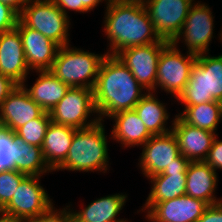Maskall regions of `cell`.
<instances>
[{"instance_id":"1","label":"cell","mask_w":222,"mask_h":222,"mask_svg":"<svg viewBox=\"0 0 222 222\" xmlns=\"http://www.w3.org/2000/svg\"><path fill=\"white\" fill-rule=\"evenodd\" d=\"M103 20L104 33L110 41L107 55L119 51L157 43L161 40L141 0H108Z\"/></svg>"},{"instance_id":"2","label":"cell","mask_w":222,"mask_h":222,"mask_svg":"<svg viewBox=\"0 0 222 222\" xmlns=\"http://www.w3.org/2000/svg\"><path fill=\"white\" fill-rule=\"evenodd\" d=\"M93 93L97 115L104 122L103 118L134 109L147 90L116 56L107 55L100 65Z\"/></svg>"},{"instance_id":"3","label":"cell","mask_w":222,"mask_h":222,"mask_svg":"<svg viewBox=\"0 0 222 222\" xmlns=\"http://www.w3.org/2000/svg\"><path fill=\"white\" fill-rule=\"evenodd\" d=\"M102 121L95 125L77 129L65 161L55 170L79 172L109 170L107 135Z\"/></svg>"},{"instance_id":"4","label":"cell","mask_w":222,"mask_h":222,"mask_svg":"<svg viewBox=\"0 0 222 222\" xmlns=\"http://www.w3.org/2000/svg\"><path fill=\"white\" fill-rule=\"evenodd\" d=\"M106 56L107 53L99 55L65 45L59 47L49 71L70 88L94 89Z\"/></svg>"},{"instance_id":"5","label":"cell","mask_w":222,"mask_h":222,"mask_svg":"<svg viewBox=\"0 0 222 222\" xmlns=\"http://www.w3.org/2000/svg\"><path fill=\"white\" fill-rule=\"evenodd\" d=\"M197 55L188 84L176 99L182 106L222 102V54Z\"/></svg>"},{"instance_id":"6","label":"cell","mask_w":222,"mask_h":222,"mask_svg":"<svg viewBox=\"0 0 222 222\" xmlns=\"http://www.w3.org/2000/svg\"><path fill=\"white\" fill-rule=\"evenodd\" d=\"M26 27L39 31L60 47L69 44L70 17L52 0H30L18 18Z\"/></svg>"},{"instance_id":"7","label":"cell","mask_w":222,"mask_h":222,"mask_svg":"<svg viewBox=\"0 0 222 222\" xmlns=\"http://www.w3.org/2000/svg\"><path fill=\"white\" fill-rule=\"evenodd\" d=\"M186 53L183 55L178 45L172 42L162 49L157 65L155 91L161 87L173 98H178L188 84L197 57L188 51Z\"/></svg>"},{"instance_id":"8","label":"cell","mask_w":222,"mask_h":222,"mask_svg":"<svg viewBox=\"0 0 222 222\" xmlns=\"http://www.w3.org/2000/svg\"><path fill=\"white\" fill-rule=\"evenodd\" d=\"M93 113H97L93 89L69 88L63 99L49 112V115L51 122L55 124L84 129L100 121L97 114L92 119Z\"/></svg>"},{"instance_id":"9","label":"cell","mask_w":222,"mask_h":222,"mask_svg":"<svg viewBox=\"0 0 222 222\" xmlns=\"http://www.w3.org/2000/svg\"><path fill=\"white\" fill-rule=\"evenodd\" d=\"M42 176H26L18 185L10 202L3 208L6 218L27 222L44 213L52 205V199L39 181Z\"/></svg>"},{"instance_id":"10","label":"cell","mask_w":222,"mask_h":222,"mask_svg":"<svg viewBox=\"0 0 222 222\" xmlns=\"http://www.w3.org/2000/svg\"><path fill=\"white\" fill-rule=\"evenodd\" d=\"M214 16L212 9L206 3L194 2L181 32L172 43L178 45L179 40L184 42L189 53L200 55L209 52V44L213 38ZM183 37V38H182ZM182 39V40H181Z\"/></svg>"},{"instance_id":"11","label":"cell","mask_w":222,"mask_h":222,"mask_svg":"<svg viewBox=\"0 0 222 222\" xmlns=\"http://www.w3.org/2000/svg\"><path fill=\"white\" fill-rule=\"evenodd\" d=\"M168 43L169 41L161 39L157 43L123 49L115 56L147 92L155 93L158 60L162 49Z\"/></svg>"},{"instance_id":"12","label":"cell","mask_w":222,"mask_h":222,"mask_svg":"<svg viewBox=\"0 0 222 222\" xmlns=\"http://www.w3.org/2000/svg\"><path fill=\"white\" fill-rule=\"evenodd\" d=\"M194 0H143V4L161 39L172 42L181 32Z\"/></svg>"},{"instance_id":"13","label":"cell","mask_w":222,"mask_h":222,"mask_svg":"<svg viewBox=\"0 0 222 222\" xmlns=\"http://www.w3.org/2000/svg\"><path fill=\"white\" fill-rule=\"evenodd\" d=\"M142 146L138 165L146 178L162 173L166 167L178 164L184 158L172 131L162 135H153Z\"/></svg>"},{"instance_id":"14","label":"cell","mask_w":222,"mask_h":222,"mask_svg":"<svg viewBox=\"0 0 222 222\" xmlns=\"http://www.w3.org/2000/svg\"><path fill=\"white\" fill-rule=\"evenodd\" d=\"M45 111L36 104L22 85H17L0 106V127L13 133Z\"/></svg>"},{"instance_id":"15","label":"cell","mask_w":222,"mask_h":222,"mask_svg":"<svg viewBox=\"0 0 222 222\" xmlns=\"http://www.w3.org/2000/svg\"><path fill=\"white\" fill-rule=\"evenodd\" d=\"M30 69L26 63L22 38L15 27L0 34V74L17 85L27 81Z\"/></svg>"},{"instance_id":"16","label":"cell","mask_w":222,"mask_h":222,"mask_svg":"<svg viewBox=\"0 0 222 222\" xmlns=\"http://www.w3.org/2000/svg\"><path fill=\"white\" fill-rule=\"evenodd\" d=\"M208 206L206 202L184 194L156 203L145 216L151 222H197Z\"/></svg>"},{"instance_id":"17","label":"cell","mask_w":222,"mask_h":222,"mask_svg":"<svg viewBox=\"0 0 222 222\" xmlns=\"http://www.w3.org/2000/svg\"><path fill=\"white\" fill-rule=\"evenodd\" d=\"M16 28L22 38L26 63L30 71L50 70L60 46L39 31L26 27L19 19Z\"/></svg>"},{"instance_id":"18","label":"cell","mask_w":222,"mask_h":222,"mask_svg":"<svg viewBox=\"0 0 222 222\" xmlns=\"http://www.w3.org/2000/svg\"><path fill=\"white\" fill-rule=\"evenodd\" d=\"M171 122L180 153L190 162L204 161L217 133L191 126L177 114Z\"/></svg>"},{"instance_id":"19","label":"cell","mask_w":222,"mask_h":222,"mask_svg":"<svg viewBox=\"0 0 222 222\" xmlns=\"http://www.w3.org/2000/svg\"><path fill=\"white\" fill-rule=\"evenodd\" d=\"M218 174L204 161L190 162L186 170V194L214 205L222 202L214 195Z\"/></svg>"},{"instance_id":"20","label":"cell","mask_w":222,"mask_h":222,"mask_svg":"<svg viewBox=\"0 0 222 222\" xmlns=\"http://www.w3.org/2000/svg\"><path fill=\"white\" fill-rule=\"evenodd\" d=\"M115 122L111 139L125 147H142L153 135L148 131L135 109L120 111L109 117Z\"/></svg>"},{"instance_id":"21","label":"cell","mask_w":222,"mask_h":222,"mask_svg":"<svg viewBox=\"0 0 222 222\" xmlns=\"http://www.w3.org/2000/svg\"><path fill=\"white\" fill-rule=\"evenodd\" d=\"M127 197L123 193L112 194L93 200L80 211L74 212L72 208V222H126L127 219L117 218V215L125 206Z\"/></svg>"},{"instance_id":"22","label":"cell","mask_w":222,"mask_h":222,"mask_svg":"<svg viewBox=\"0 0 222 222\" xmlns=\"http://www.w3.org/2000/svg\"><path fill=\"white\" fill-rule=\"evenodd\" d=\"M77 129L50 122L42 143V154L51 171H55L64 161Z\"/></svg>"},{"instance_id":"23","label":"cell","mask_w":222,"mask_h":222,"mask_svg":"<svg viewBox=\"0 0 222 222\" xmlns=\"http://www.w3.org/2000/svg\"><path fill=\"white\" fill-rule=\"evenodd\" d=\"M35 72L39 77L35 79L33 86L29 89L25 83L22 86L36 104L44 111L50 112L63 99L70 87L49 70Z\"/></svg>"},{"instance_id":"24","label":"cell","mask_w":222,"mask_h":222,"mask_svg":"<svg viewBox=\"0 0 222 222\" xmlns=\"http://www.w3.org/2000/svg\"><path fill=\"white\" fill-rule=\"evenodd\" d=\"M151 191L141 209L148 212L156 203L186 194V173H160L149 177Z\"/></svg>"},{"instance_id":"25","label":"cell","mask_w":222,"mask_h":222,"mask_svg":"<svg viewBox=\"0 0 222 222\" xmlns=\"http://www.w3.org/2000/svg\"><path fill=\"white\" fill-rule=\"evenodd\" d=\"M155 95L153 92H147L134 109L152 135H162L171 132L172 125L169 128L166 126L170 115L165 103Z\"/></svg>"},{"instance_id":"26","label":"cell","mask_w":222,"mask_h":222,"mask_svg":"<svg viewBox=\"0 0 222 222\" xmlns=\"http://www.w3.org/2000/svg\"><path fill=\"white\" fill-rule=\"evenodd\" d=\"M13 169L27 176H43L44 173L52 172L42 154V148L30 145L15 137L12 142Z\"/></svg>"},{"instance_id":"27","label":"cell","mask_w":222,"mask_h":222,"mask_svg":"<svg viewBox=\"0 0 222 222\" xmlns=\"http://www.w3.org/2000/svg\"><path fill=\"white\" fill-rule=\"evenodd\" d=\"M185 123L216 133L222 120V102L213 101L192 106H184V111L177 114Z\"/></svg>"},{"instance_id":"28","label":"cell","mask_w":222,"mask_h":222,"mask_svg":"<svg viewBox=\"0 0 222 222\" xmlns=\"http://www.w3.org/2000/svg\"><path fill=\"white\" fill-rule=\"evenodd\" d=\"M50 122L51 118L49 112L45 111L40 117L35 118L18 128L14 132L15 137L30 145L41 147Z\"/></svg>"},{"instance_id":"29","label":"cell","mask_w":222,"mask_h":222,"mask_svg":"<svg viewBox=\"0 0 222 222\" xmlns=\"http://www.w3.org/2000/svg\"><path fill=\"white\" fill-rule=\"evenodd\" d=\"M26 176L14 169L0 171V205L3 208L10 202L18 185Z\"/></svg>"},{"instance_id":"30","label":"cell","mask_w":222,"mask_h":222,"mask_svg":"<svg viewBox=\"0 0 222 222\" xmlns=\"http://www.w3.org/2000/svg\"><path fill=\"white\" fill-rule=\"evenodd\" d=\"M14 139L15 133L0 127V171L13 169L12 142Z\"/></svg>"},{"instance_id":"31","label":"cell","mask_w":222,"mask_h":222,"mask_svg":"<svg viewBox=\"0 0 222 222\" xmlns=\"http://www.w3.org/2000/svg\"><path fill=\"white\" fill-rule=\"evenodd\" d=\"M104 1L107 2L108 0H52V2L68 17V11L70 10L78 13H88L100 4V2L102 3Z\"/></svg>"},{"instance_id":"32","label":"cell","mask_w":222,"mask_h":222,"mask_svg":"<svg viewBox=\"0 0 222 222\" xmlns=\"http://www.w3.org/2000/svg\"><path fill=\"white\" fill-rule=\"evenodd\" d=\"M27 222H72L71 207L69 205L62 210H55L54 205H52L44 213H41L36 218H32Z\"/></svg>"},{"instance_id":"33","label":"cell","mask_w":222,"mask_h":222,"mask_svg":"<svg viewBox=\"0 0 222 222\" xmlns=\"http://www.w3.org/2000/svg\"><path fill=\"white\" fill-rule=\"evenodd\" d=\"M19 15L9 6L0 2V34L16 27Z\"/></svg>"},{"instance_id":"34","label":"cell","mask_w":222,"mask_h":222,"mask_svg":"<svg viewBox=\"0 0 222 222\" xmlns=\"http://www.w3.org/2000/svg\"><path fill=\"white\" fill-rule=\"evenodd\" d=\"M218 134L213 140L212 146L204 160L214 171L222 170V140H218Z\"/></svg>"},{"instance_id":"35","label":"cell","mask_w":222,"mask_h":222,"mask_svg":"<svg viewBox=\"0 0 222 222\" xmlns=\"http://www.w3.org/2000/svg\"><path fill=\"white\" fill-rule=\"evenodd\" d=\"M197 222H222V202L209 205Z\"/></svg>"},{"instance_id":"36","label":"cell","mask_w":222,"mask_h":222,"mask_svg":"<svg viewBox=\"0 0 222 222\" xmlns=\"http://www.w3.org/2000/svg\"><path fill=\"white\" fill-rule=\"evenodd\" d=\"M17 86L10 78L0 74V106L10 92Z\"/></svg>"},{"instance_id":"37","label":"cell","mask_w":222,"mask_h":222,"mask_svg":"<svg viewBox=\"0 0 222 222\" xmlns=\"http://www.w3.org/2000/svg\"><path fill=\"white\" fill-rule=\"evenodd\" d=\"M189 163L190 161L184 157L178 164L166 167L162 173H186Z\"/></svg>"},{"instance_id":"38","label":"cell","mask_w":222,"mask_h":222,"mask_svg":"<svg viewBox=\"0 0 222 222\" xmlns=\"http://www.w3.org/2000/svg\"><path fill=\"white\" fill-rule=\"evenodd\" d=\"M30 0H0L1 3L12 8L18 15Z\"/></svg>"},{"instance_id":"39","label":"cell","mask_w":222,"mask_h":222,"mask_svg":"<svg viewBox=\"0 0 222 222\" xmlns=\"http://www.w3.org/2000/svg\"><path fill=\"white\" fill-rule=\"evenodd\" d=\"M0 222H21V221L4 217Z\"/></svg>"},{"instance_id":"40","label":"cell","mask_w":222,"mask_h":222,"mask_svg":"<svg viewBox=\"0 0 222 222\" xmlns=\"http://www.w3.org/2000/svg\"><path fill=\"white\" fill-rule=\"evenodd\" d=\"M3 207L0 205V221L4 218Z\"/></svg>"},{"instance_id":"41","label":"cell","mask_w":222,"mask_h":222,"mask_svg":"<svg viewBox=\"0 0 222 222\" xmlns=\"http://www.w3.org/2000/svg\"><path fill=\"white\" fill-rule=\"evenodd\" d=\"M221 30H222V29H221ZM219 35H220V39H219V40L222 41V31H221V33H220Z\"/></svg>"}]
</instances>
